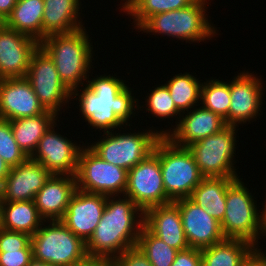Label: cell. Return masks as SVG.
Returning <instances> with one entry per match:
<instances>
[{
	"instance_id": "cell-1",
	"label": "cell",
	"mask_w": 266,
	"mask_h": 266,
	"mask_svg": "<svg viewBox=\"0 0 266 266\" xmlns=\"http://www.w3.org/2000/svg\"><path fill=\"white\" fill-rule=\"evenodd\" d=\"M105 74L88 78L85 87L71 92V98L79 101L77 104L82 120L88 122L95 131L110 132L122 128L125 132L124 128L130 127V120L139 110L140 101L136 94L133 96V89L125 84V80L115 77L116 74L114 77Z\"/></svg>"
},
{
	"instance_id": "cell-2",
	"label": "cell",
	"mask_w": 266,
	"mask_h": 266,
	"mask_svg": "<svg viewBox=\"0 0 266 266\" xmlns=\"http://www.w3.org/2000/svg\"><path fill=\"white\" fill-rule=\"evenodd\" d=\"M122 197L107 196L100 222L86 242L88 257L112 261L126 249L136 246L144 225V212L130 198Z\"/></svg>"
},
{
	"instance_id": "cell-3",
	"label": "cell",
	"mask_w": 266,
	"mask_h": 266,
	"mask_svg": "<svg viewBox=\"0 0 266 266\" xmlns=\"http://www.w3.org/2000/svg\"><path fill=\"white\" fill-rule=\"evenodd\" d=\"M86 30L84 26L70 33L51 35L39 43L53 60L60 79L71 92L87 84L94 63L92 38Z\"/></svg>"
},
{
	"instance_id": "cell-4",
	"label": "cell",
	"mask_w": 266,
	"mask_h": 266,
	"mask_svg": "<svg viewBox=\"0 0 266 266\" xmlns=\"http://www.w3.org/2000/svg\"><path fill=\"white\" fill-rule=\"evenodd\" d=\"M208 1L210 0H195L185 8L156 14L138 30L153 35H167L169 38H176L189 44L210 40L218 33L206 13Z\"/></svg>"
},
{
	"instance_id": "cell-5",
	"label": "cell",
	"mask_w": 266,
	"mask_h": 266,
	"mask_svg": "<svg viewBox=\"0 0 266 266\" xmlns=\"http://www.w3.org/2000/svg\"><path fill=\"white\" fill-rule=\"evenodd\" d=\"M153 151L159 157L166 196L172 202L189 198L204 176L188 147L178 146L166 136H161Z\"/></svg>"
},
{
	"instance_id": "cell-6",
	"label": "cell",
	"mask_w": 266,
	"mask_h": 266,
	"mask_svg": "<svg viewBox=\"0 0 266 266\" xmlns=\"http://www.w3.org/2000/svg\"><path fill=\"white\" fill-rule=\"evenodd\" d=\"M242 179L239 177L228 186L221 230L225 238L246 240L258 248V240L264 236L259 216L261 209Z\"/></svg>"
},
{
	"instance_id": "cell-7",
	"label": "cell",
	"mask_w": 266,
	"mask_h": 266,
	"mask_svg": "<svg viewBox=\"0 0 266 266\" xmlns=\"http://www.w3.org/2000/svg\"><path fill=\"white\" fill-rule=\"evenodd\" d=\"M31 245L33 259L44 263L73 266L88 258L86 242L60 220L44 221L31 236Z\"/></svg>"
},
{
	"instance_id": "cell-8",
	"label": "cell",
	"mask_w": 266,
	"mask_h": 266,
	"mask_svg": "<svg viewBox=\"0 0 266 266\" xmlns=\"http://www.w3.org/2000/svg\"><path fill=\"white\" fill-rule=\"evenodd\" d=\"M146 130H138L137 133H121V129L120 132L119 129L115 132H104L98 142L95 139V142L88 146L104 161L129 171L153 152L157 140L161 137L154 127Z\"/></svg>"
},
{
	"instance_id": "cell-9",
	"label": "cell",
	"mask_w": 266,
	"mask_h": 266,
	"mask_svg": "<svg viewBox=\"0 0 266 266\" xmlns=\"http://www.w3.org/2000/svg\"><path fill=\"white\" fill-rule=\"evenodd\" d=\"M237 128V126L227 125L220 132L202 138L188 146L200 173L204 177H240L236 172V167H234L236 147H238L236 146Z\"/></svg>"
},
{
	"instance_id": "cell-10",
	"label": "cell",
	"mask_w": 266,
	"mask_h": 266,
	"mask_svg": "<svg viewBox=\"0 0 266 266\" xmlns=\"http://www.w3.org/2000/svg\"><path fill=\"white\" fill-rule=\"evenodd\" d=\"M128 171L104 161L84 144L75 175L77 189L106 196H123L127 188Z\"/></svg>"
},
{
	"instance_id": "cell-11",
	"label": "cell",
	"mask_w": 266,
	"mask_h": 266,
	"mask_svg": "<svg viewBox=\"0 0 266 266\" xmlns=\"http://www.w3.org/2000/svg\"><path fill=\"white\" fill-rule=\"evenodd\" d=\"M26 78L43 107L57 116L63 106L67 108L66 105L74 101L71 91L60 79L53 60L40 46L31 57Z\"/></svg>"
},
{
	"instance_id": "cell-12",
	"label": "cell",
	"mask_w": 266,
	"mask_h": 266,
	"mask_svg": "<svg viewBox=\"0 0 266 266\" xmlns=\"http://www.w3.org/2000/svg\"><path fill=\"white\" fill-rule=\"evenodd\" d=\"M124 196L143 212L150 207L172 202L166 196L159 157L154 151L128 171Z\"/></svg>"
},
{
	"instance_id": "cell-13",
	"label": "cell",
	"mask_w": 266,
	"mask_h": 266,
	"mask_svg": "<svg viewBox=\"0 0 266 266\" xmlns=\"http://www.w3.org/2000/svg\"><path fill=\"white\" fill-rule=\"evenodd\" d=\"M57 126V121L51 125L30 158L42 164L51 174L75 176L79 153L85 143L78 145L72 142L57 129L55 131Z\"/></svg>"
},
{
	"instance_id": "cell-14",
	"label": "cell",
	"mask_w": 266,
	"mask_h": 266,
	"mask_svg": "<svg viewBox=\"0 0 266 266\" xmlns=\"http://www.w3.org/2000/svg\"><path fill=\"white\" fill-rule=\"evenodd\" d=\"M253 73L240 71L230 81V107L228 110V125L230 126L239 127L240 124L256 121L260 115L266 88L263 87V79Z\"/></svg>"
},
{
	"instance_id": "cell-15",
	"label": "cell",
	"mask_w": 266,
	"mask_h": 266,
	"mask_svg": "<svg viewBox=\"0 0 266 266\" xmlns=\"http://www.w3.org/2000/svg\"><path fill=\"white\" fill-rule=\"evenodd\" d=\"M107 196L77 189L60 220L76 236L87 242L105 209Z\"/></svg>"
},
{
	"instance_id": "cell-16",
	"label": "cell",
	"mask_w": 266,
	"mask_h": 266,
	"mask_svg": "<svg viewBox=\"0 0 266 266\" xmlns=\"http://www.w3.org/2000/svg\"><path fill=\"white\" fill-rule=\"evenodd\" d=\"M39 42L5 25L0 27V78L26 77Z\"/></svg>"
},
{
	"instance_id": "cell-17",
	"label": "cell",
	"mask_w": 266,
	"mask_h": 266,
	"mask_svg": "<svg viewBox=\"0 0 266 266\" xmlns=\"http://www.w3.org/2000/svg\"><path fill=\"white\" fill-rule=\"evenodd\" d=\"M198 105L193 110L182 113L177 125L170 129L159 130L161 136H166L174 144L188 147L192 143L220 132L227 125L225 120L216 113ZM185 114V116H184ZM172 129V130H171Z\"/></svg>"
},
{
	"instance_id": "cell-18",
	"label": "cell",
	"mask_w": 266,
	"mask_h": 266,
	"mask_svg": "<svg viewBox=\"0 0 266 266\" xmlns=\"http://www.w3.org/2000/svg\"><path fill=\"white\" fill-rule=\"evenodd\" d=\"M180 210L181 221L189 247L203 249L225 239L220 222L208 215L189 198L174 201Z\"/></svg>"
},
{
	"instance_id": "cell-19",
	"label": "cell",
	"mask_w": 266,
	"mask_h": 266,
	"mask_svg": "<svg viewBox=\"0 0 266 266\" xmlns=\"http://www.w3.org/2000/svg\"><path fill=\"white\" fill-rule=\"evenodd\" d=\"M46 111L26 77L0 80V119L10 121Z\"/></svg>"
},
{
	"instance_id": "cell-20",
	"label": "cell",
	"mask_w": 266,
	"mask_h": 266,
	"mask_svg": "<svg viewBox=\"0 0 266 266\" xmlns=\"http://www.w3.org/2000/svg\"><path fill=\"white\" fill-rule=\"evenodd\" d=\"M52 174L39 162L30 157L10 169L9 175L0 186L1 201L32 200Z\"/></svg>"
},
{
	"instance_id": "cell-21",
	"label": "cell",
	"mask_w": 266,
	"mask_h": 266,
	"mask_svg": "<svg viewBox=\"0 0 266 266\" xmlns=\"http://www.w3.org/2000/svg\"><path fill=\"white\" fill-rule=\"evenodd\" d=\"M143 215L144 226L167 245L178 251L189 248L175 202L150 207Z\"/></svg>"
},
{
	"instance_id": "cell-22",
	"label": "cell",
	"mask_w": 266,
	"mask_h": 266,
	"mask_svg": "<svg viewBox=\"0 0 266 266\" xmlns=\"http://www.w3.org/2000/svg\"><path fill=\"white\" fill-rule=\"evenodd\" d=\"M76 190L75 176L52 174L34 198L40 216L45 221L61 220Z\"/></svg>"
},
{
	"instance_id": "cell-23",
	"label": "cell",
	"mask_w": 266,
	"mask_h": 266,
	"mask_svg": "<svg viewBox=\"0 0 266 266\" xmlns=\"http://www.w3.org/2000/svg\"><path fill=\"white\" fill-rule=\"evenodd\" d=\"M81 6L80 0H44L42 40L83 28Z\"/></svg>"
},
{
	"instance_id": "cell-24",
	"label": "cell",
	"mask_w": 266,
	"mask_h": 266,
	"mask_svg": "<svg viewBox=\"0 0 266 266\" xmlns=\"http://www.w3.org/2000/svg\"><path fill=\"white\" fill-rule=\"evenodd\" d=\"M235 179L237 178L204 177L189 199L221 223L225 214L227 189Z\"/></svg>"
},
{
	"instance_id": "cell-25",
	"label": "cell",
	"mask_w": 266,
	"mask_h": 266,
	"mask_svg": "<svg viewBox=\"0 0 266 266\" xmlns=\"http://www.w3.org/2000/svg\"><path fill=\"white\" fill-rule=\"evenodd\" d=\"M54 112L47 110L36 116L10 120L11 129L19 148L31 157L35 152L39 140L51 125L58 121Z\"/></svg>"
},
{
	"instance_id": "cell-26",
	"label": "cell",
	"mask_w": 266,
	"mask_h": 266,
	"mask_svg": "<svg viewBox=\"0 0 266 266\" xmlns=\"http://www.w3.org/2000/svg\"><path fill=\"white\" fill-rule=\"evenodd\" d=\"M45 220L40 216L34 201H2L1 227L32 236Z\"/></svg>"
},
{
	"instance_id": "cell-27",
	"label": "cell",
	"mask_w": 266,
	"mask_h": 266,
	"mask_svg": "<svg viewBox=\"0 0 266 266\" xmlns=\"http://www.w3.org/2000/svg\"><path fill=\"white\" fill-rule=\"evenodd\" d=\"M44 0H18L4 25L42 41Z\"/></svg>"
},
{
	"instance_id": "cell-28",
	"label": "cell",
	"mask_w": 266,
	"mask_h": 266,
	"mask_svg": "<svg viewBox=\"0 0 266 266\" xmlns=\"http://www.w3.org/2000/svg\"><path fill=\"white\" fill-rule=\"evenodd\" d=\"M255 248L246 240L225 238L201 249V266H240Z\"/></svg>"
},
{
	"instance_id": "cell-29",
	"label": "cell",
	"mask_w": 266,
	"mask_h": 266,
	"mask_svg": "<svg viewBox=\"0 0 266 266\" xmlns=\"http://www.w3.org/2000/svg\"><path fill=\"white\" fill-rule=\"evenodd\" d=\"M199 78L185 72L170 78L166 83L167 89L175 103L177 110L182 114L198 106L200 103L202 83ZM198 103V104H197Z\"/></svg>"
},
{
	"instance_id": "cell-30",
	"label": "cell",
	"mask_w": 266,
	"mask_h": 266,
	"mask_svg": "<svg viewBox=\"0 0 266 266\" xmlns=\"http://www.w3.org/2000/svg\"><path fill=\"white\" fill-rule=\"evenodd\" d=\"M195 0H132L122 11L138 29L152 16L187 7Z\"/></svg>"
},
{
	"instance_id": "cell-31",
	"label": "cell",
	"mask_w": 266,
	"mask_h": 266,
	"mask_svg": "<svg viewBox=\"0 0 266 266\" xmlns=\"http://www.w3.org/2000/svg\"><path fill=\"white\" fill-rule=\"evenodd\" d=\"M200 104L202 107L216 113L228 125V110L230 107V81L210 78L202 82Z\"/></svg>"
},
{
	"instance_id": "cell-32",
	"label": "cell",
	"mask_w": 266,
	"mask_h": 266,
	"mask_svg": "<svg viewBox=\"0 0 266 266\" xmlns=\"http://www.w3.org/2000/svg\"><path fill=\"white\" fill-rule=\"evenodd\" d=\"M136 246L148 258L152 266H171L178 253L177 249L167 245L144 225L141 228Z\"/></svg>"
},
{
	"instance_id": "cell-33",
	"label": "cell",
	"mask_w": 266,
	"mask_h": 266,
	"mask_svg": "<svg viewBox=\"0 0 266 266\" xmlns=\"http://www.w3.org/2000/svg\"><path fill=\"white\" fill-rule=\"evenodd\" d=\"M148 93L149 95L146 96L144 105H138L139 109L143 111L146 106L145 110L152 114L154 117L162 119L161 121L171 118H176L175 124L177 125L182 115L176 108L174 101L171 98L169 90L165 84L157 85L154 89H150ZM179 116V117H178ZM178 120V121H177Z\"/></svg>"
},
{
	"instance_id": "cell-34",
	"label": "cell",
	"mask_w": 266,
	"mask_h": 266,
	"mask_svg": "<svg viewBox=\"0 0 266 266\" xmlns=\"http://www.w3.org/2000/svg\"><path fill=\"white\" fill-rule=\"evenodd\" d=\"M0 157L12 168L25 162L29 157L23 152L11 129L9 120L0 119Z\"/></svg>"
},
{
	"instance_id": "cell-35",
	"label": "cell",
	"mask_w": 266,
	"mask_h": 266,
	"mask_svg": "<svg viewBox=\"0 0 266 266\" xmlns=\"http://www.w3.org/2000/svg\"><path fill=\"white\" fill-rule=\"evenodd\" d=\"M0 250H33L31 236L0 228Z\"/></svg>"
},
{
	"instance_id": "cell-36",
	"label": "cell",
	"mask_w": 266,
	"mask_h": 266,
	"mask_svg": "<svg viewBox=\"0 0 266 266\" xmlns=\"http://www.w3.org/2000/svg\"><path fill=\"white\" fill-rule=\"evenodd\" d=\"M111 264L113 266H152L148 258L137 246L126 249L115 257Z\"/></svg>"
},
{
	"instance_id": "cell-37",
	"label": "cell",
	"mask_w": 266,
	"mask_h": 266,
	"mask_svg": "<svg viewBox=\"0 0 266 266\" xmlns=\"http://www.w3.org/2000/svg\"><path fill=\"white\" fill-rule=\"evenodd\" d=\"M33 250H0V266H28Z\"/></svg>"
},
{
	"instance_id": "cell-38",
	"label": "cell",
	"mask_w": 266,
	"mask_h": 266,
	"mask_svg": "<svg viewBox=\"0 0 266 266\" xmlns=\"http://www.w3.org/2000/svg\"><path fill=\"white\" fill-rule=\"evenodd\" d=\"M171 266H201V249L189 247L178 251Z\"/></svg>"
},
{
	"instance_id": "cell-39",
	"label": "cell",
	"mask_w": 266,
	"mask_h": 266,
	"mask_svg": "<svg viewBox=\"0 0 266 266\" xmlns=\"http://www.w3.org/2000/svg\"><path fill=\"white\" fill-rule=\"evenodd\" d=\"M255 248L240 266H266V250Z\"/></svg>"
},
{
	"instance_id": "cell-40",
	"label": "cell",
	"mask_w": 266,
	"mask_h": 266,
	"mask_svg": "<svg viewBox=\"0 0 266 266\" xmlns=\"http://www.w3.org/2000/svg\"><path fill=\"white\" fill-rule=\"evenodd\" d=\"M18 0H0V18L5 21Z\"/></svg>"
},
{
	"instance_id": "cell-41",
	"label": "cell",
	"mask_w": 266,
	"mask_h": 266,
	"mask_svg": "<svg viewBox=\"0 0 266 266\" xmlns=\"http://www.w3.org/2000/svg\"><path fill=\"white\" fill-rule=\"evenodd\" d=\"M111 260L105 258L88 257L86 260L73 266H111Z\"/></svg>"
},
{
	"instance_id": "cell-42",
	"label": "cell",
	"mask_w": 266,
	"mask_h": 266,
	"mask_svg": "<svg viewBox=\"0 0 266 266\" xmlns=\"http://www.w3.org/2000/svg\"><path fill=\"white\" fill-rule=\"evenodd\" d=\"M11 167L0 157V186L9 175Z\"/></svg>"
},
{
	"instance_id": "cell-43",
	"label": "cell",
	"mask_w": 266,
	"mask_h": 266,
	"mask_svg": "<svg viewBox=\"0 0 266 266\" xmlns=\"http://www.w3.org/2000/svg\"><path fill=\"white\" fill-rule=\"evenodd\" d=\"M266 196V195H265ZM265 205L262 206V211L259 212V216H260V223H261V227L263 229V232H264V236H266V198H265V201H264Z\"/></svg>"
},
{
	"instance_id": "cell-44",
	"label": "cell",
	"mask_w": 266,
	"mask_h": 266,
	"mask_svg": "<svg viewBox=\"0 0 266 266\" xmlns=\"http://www.w3.org/2000/svg\"><path fill=\"white\" fill-rule=\"evenodd\" d=\"M28 266H59V265L52 263H44L33 259Z\"/></svg>"
},
{
	"instance_id": "cell-45",
	"label": "cell",
	"mask_w": 266,
	"mask_h": 266,
	"mask_svg": "<svg viewBox=\"0 0 266 266\" xmlns=\"http://www.w3.org/2000/svg\"><path fill=\"white\" fill-rule=\"evenodd\" d=\"M121 1H123L124 3H122V2H120L121 4H120V7L119 8H121L120 10V12L122 13V10L132 1V0H121Z\"/></svg>"
},
{
	"instance_id": "cell-46",
	"label": "cell",
	"mask_w": 266,
	"mask_h": 266,
	"mask_svg": "<svg viewBox=\"0 0 266 266\" xmlns=\"http://www.w3.org/2000/svg\"><path fill=\"white\" fill-rule=\"evenodd\" d=\"M1 206H2V201H1V198H0V228H1Z\"/></svg>"
},
{
	"instance_id": "cell-47",
	"label": "cell",
	"mask_w": 266,
	"mask_h": 266,
	"mask_svg": "<svg viewBox=\"0 0 266 266\" xmlns=\"http://www.w3.org/2000/svg\"><path fill=\"white\" fill-rule=\"evenodd\" d=\"M4 25V21L0 18V27Z\"/></svg>"
}]
</instances>
